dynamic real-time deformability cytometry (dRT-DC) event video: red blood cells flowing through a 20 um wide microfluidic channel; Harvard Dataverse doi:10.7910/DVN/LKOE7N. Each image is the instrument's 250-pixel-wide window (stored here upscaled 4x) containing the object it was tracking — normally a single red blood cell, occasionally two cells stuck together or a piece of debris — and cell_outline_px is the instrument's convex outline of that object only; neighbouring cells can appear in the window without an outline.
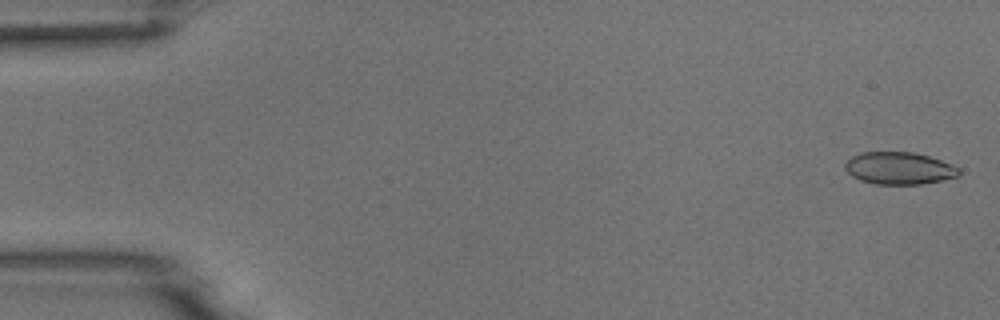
{"species": "common noctule bat (a hibernating species)", "species_latin": "Nyctalus noctula", "temperature_condition": "room temperature", "stored_images_in_passage": 53, "camera_frame_rate_fps": 3000, "um_per_image_px": 0.085, "animal": {"sex": "male", "body_mass_g": 18.8}, "frame": {"image": 1, "passage_image": 2, "time_ms": 0.333, "image_size_px": [1000, 320], "cell_outline_px": [[960, 176], [944, 180], [920, 184], [876, 184], [860, 180], [852, 176], [844, 168], [844, 164], [852, 156], [860, 152], [912, 152], [928, 156], [952, 164], [960, 168]], "centroid_in_image_um": [76.44, 14.3], "position_along_channel_um": 8.6, "area_um2": 21.5}}
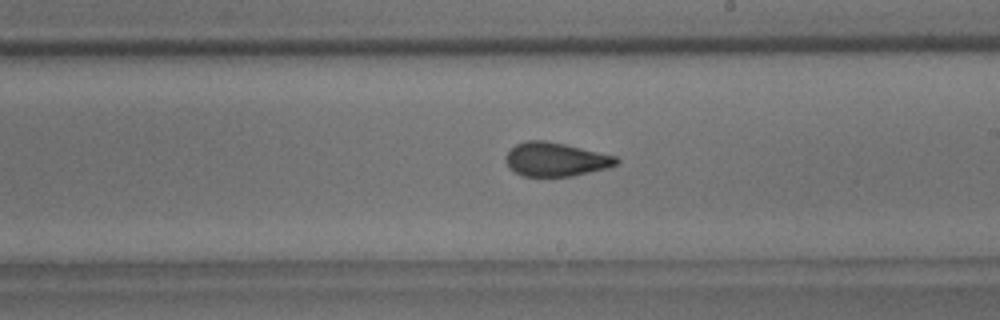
{"frame": {"image": 2, "passage_image": 31, "time_ms": 10.0, "image_size_px": [1000, 320], "cell_outline_px": [[620, 160], [616, 164], [608, 168], [572, 176], [520, 176], [512, 172], [508, 168], [504, 160], [504, 156], [516, 144], [524, 140], [544, 140], [564, 144], [616, 156]], "centroid_in_image_um": [47.17, 13.55], "position_along_channel_um": 241.8, "area_um2": 21.96}}
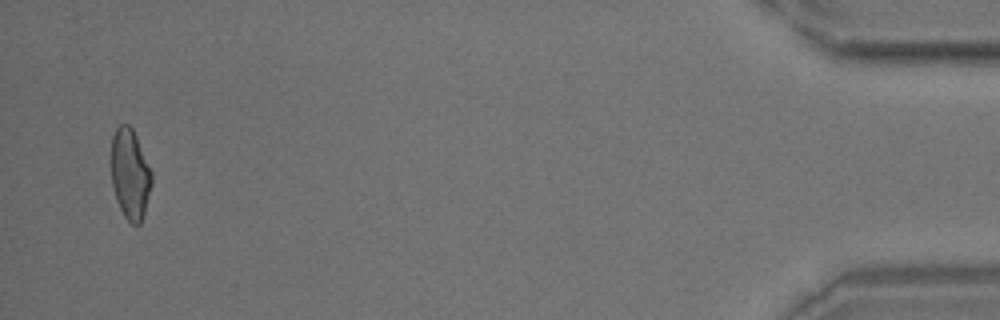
{"frame": {"image": 3, "passage_image": 52, "time_ms": 17.0, "image_size_px": [1000, 320], "cell_outline_px": [[152, 184], [144, 212], [140, 224], [132, 224], [124, 216], [116, 200], [112, 184], [112, 136], [116, 128], [120, 124], [128, 124], [132, 128], [136, 136], [152, 172]], "centroid_in_image_um": [11.06, 14.79], "position_along_channel_um": 424.1, "area_um2": 21.1}}